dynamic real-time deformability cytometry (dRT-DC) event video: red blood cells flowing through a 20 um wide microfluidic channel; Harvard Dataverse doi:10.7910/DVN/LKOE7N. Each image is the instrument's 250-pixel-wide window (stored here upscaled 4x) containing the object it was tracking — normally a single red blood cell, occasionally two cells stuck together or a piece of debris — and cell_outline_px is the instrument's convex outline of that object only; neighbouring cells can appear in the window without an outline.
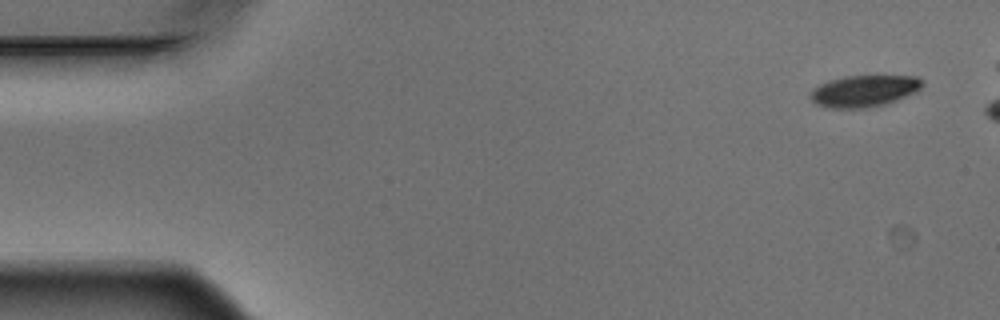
{"species": "Egyptian fruit bat (a non-hibernating species)", "species_latin": "Rousettus aegyptiacus", "temperature_condition": "warm", "stored_images_in_passage": 7, "camera_frame_rate_fps": 3000, "um_per_image_px": 0.085, "animal": {"sex": "male"}, "frame": {"image": 1, "passage_image": 1, "time_ms": 0.0, "image_size_px": [1000, 320], "cell_outline_px": [[924, 84], [916, 92], [888, 104], [868, 108], [828, 108], [816, 104], [812, 100], [812, 92], [820, 84], [828, 80], [844, 76], [916, 76], [924, 80]], "centroid_in_image_um": [73.5, 7.74], "position_along_channel_um": 11.5, "area_um2": 20.69}}
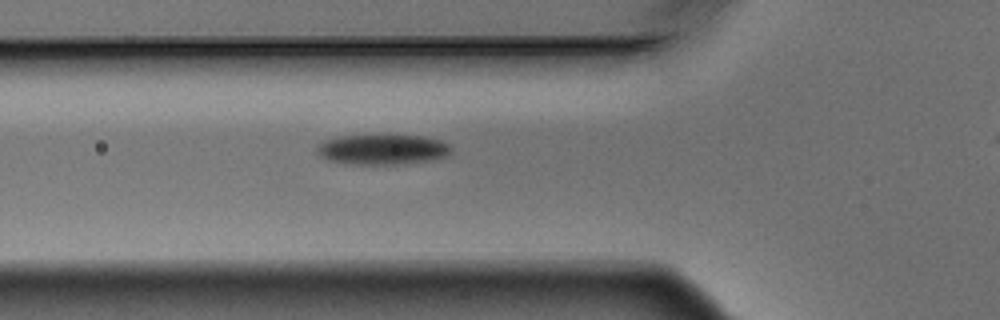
{"frame": {"image": 2, "passage_image": 6, "time_ms": 1.667, "image_size_px": [1000, 320], "cell_outline_px": [[452, 152], [448, 156], [432, 160], [400, 164], [348, 164], [328, 160], [320, 156], [316, 152], [316, 148], [324, 140], [340, 136], [424, 136], [440, 140], [448, 144], [452, 148]], "centroid_in_image_um": [32.53, 12.72], "position_along_channel_um": 93.3, "area_um2": 23.58}}